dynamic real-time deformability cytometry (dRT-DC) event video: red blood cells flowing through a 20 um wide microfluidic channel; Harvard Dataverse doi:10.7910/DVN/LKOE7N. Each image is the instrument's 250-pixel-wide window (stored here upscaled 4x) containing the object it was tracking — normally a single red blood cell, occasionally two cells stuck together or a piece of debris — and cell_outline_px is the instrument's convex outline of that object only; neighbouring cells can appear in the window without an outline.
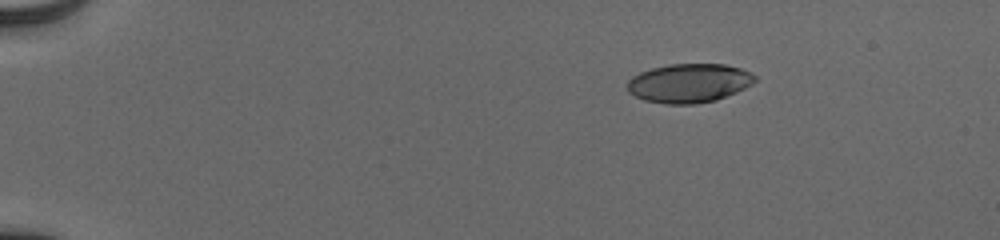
{"species": "human", "species_latin": "Homo sapiens", "temperature_condition": "cold", "stored_images_in_passage": 46, "camera_frame_rate_fps": 3000, "um_per_image_px": 0.085, "donor": {"sex": "male"}, "frame": {"image": 1, "passage_image": 1, "time_ms": 0.0, "image_size_px": [1000, 240], "cell_outline_px": [[756, 80], [752, 84], [736, 92], [716, 100], [696, 104], [664, 104], [644, 100], [628, 92], [628, 80], [632, 76], [640, 72], [652, 68], [668, 64], [724, 64], [740, 68], [752, 72], [756, 76]], "centroid_in_image_um": [58.57, 7.06], "position_along_channel_um": 26.4, "area_um2": 29.07}}
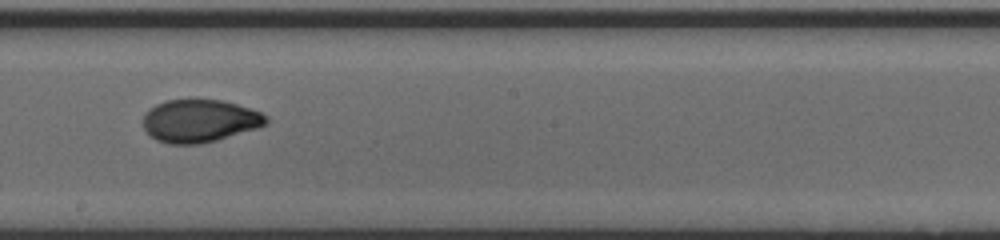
{"frame": {"image": 2, "passage_image": 25, "time_ms": 8.0, "image_size_px": [1000, 240], "cell_outline_px": [[268, 124], [256, 128], [216, 140], [200, 144], [168, 144], [156, 140], [144, 128], [144, 112], [148, 108], [164, 100], [224, 100], [260, 112], [268, 116]], "centroid_in_image_um": [16.95, 10.27], "position_along_channel_um": 231.2, "area_um2": 30.58}}
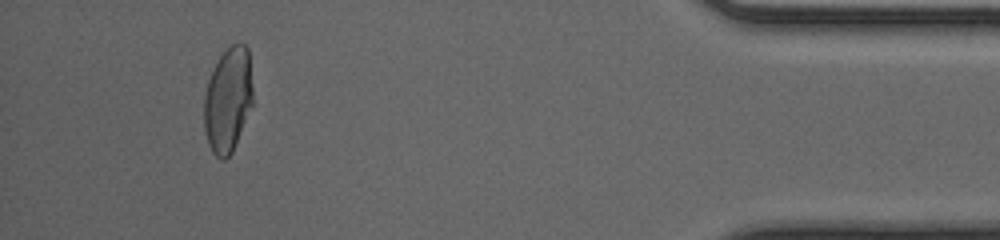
{"frame": {"image": 3, "passage_image": 43, "time_ms": 14.0, "image_size_px": [1000, 240], "cell_outline_px": [[252, 104], [232, 152], [224, 160], [220, 160], [212, 152], [208, 144], [204, 128], [204, 96], [208, 80], [220, 56], [232, 44], [244, 44], [248, 48], [252, 88]], "centroid_in_image_um": [19.36, 8.51], "position_along_channel_um": 415.8, "area_um2": 29.48}, "authors_computed_cell_mechanics": {"area_um2": 30.4895, "velocity_mm_per_s": 3.9221, "shape_relaxation_time_tau1_ms": 5.1855, "shape_relaxation_time_tau2_ms": 0.8192, "deformation_change_tau1": 0.1873, "deformation_change_tau2": 0.0403}}